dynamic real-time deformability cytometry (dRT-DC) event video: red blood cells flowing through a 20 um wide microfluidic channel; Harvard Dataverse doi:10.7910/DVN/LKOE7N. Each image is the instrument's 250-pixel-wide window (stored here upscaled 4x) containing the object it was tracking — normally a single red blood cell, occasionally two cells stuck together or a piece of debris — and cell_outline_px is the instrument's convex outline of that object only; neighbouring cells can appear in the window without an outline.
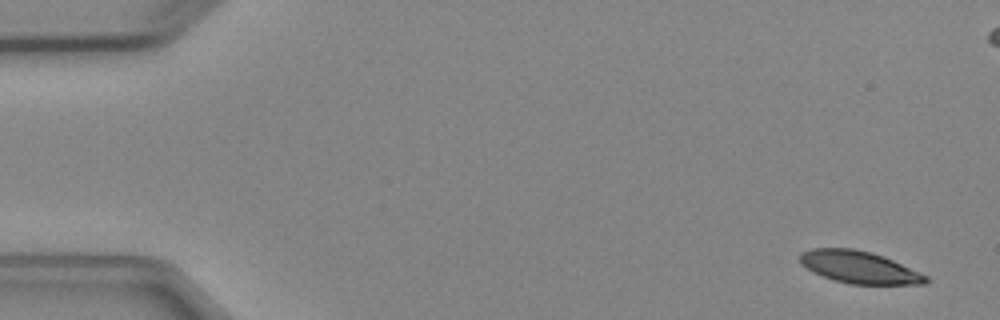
{"species": "Egyptian fruit bat (a non-hibernating species)", "species_latin": "Rousettus aegyptiacus", "temperature_condition": "cold", "stored_images_in_passage": 6, "camera_frame_rate_fps": 3000, "um_per_image_px": 0.085, "animal": {"sex": "female"}, "frame": {"image": 1, "passage_image": 1, "time_ms": 0.0, "image_size_px": [1000, 320], "cell_outline_px": [[928, 280], [924, 284], [848, 284], [832, 280], [812, 272], [800, 264], [800, 252], [812, 248], [852, 248], [872, 252], [884, 256], [928, 276]], "centroid_in_image_um": [72.99, 22.71], "position_along_channel_um": 12.0, "area_um2": 23.76}}